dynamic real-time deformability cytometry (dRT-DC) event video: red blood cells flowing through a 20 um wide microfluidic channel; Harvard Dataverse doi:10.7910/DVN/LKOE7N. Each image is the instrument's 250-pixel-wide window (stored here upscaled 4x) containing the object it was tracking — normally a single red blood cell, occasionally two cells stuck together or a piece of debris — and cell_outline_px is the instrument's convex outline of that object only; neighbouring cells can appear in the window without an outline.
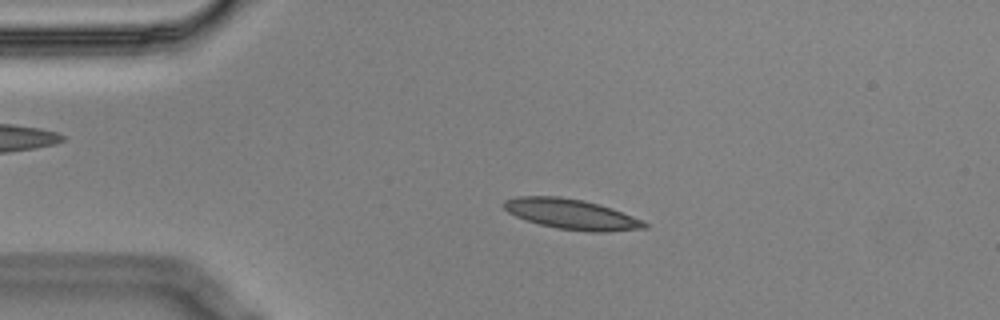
{"species": "Egyptian fruit bat (a non-hibernating species)", "species_latin": "Rousettus aegyptiacus", "temperature_condition": "cold", "stored_images_in_passage": 56, "camera_frame_rate_fps": 3000, "um_per_image_px": 0.085, "animal": {"sex": "male"}, "frame": {"image": 1, "passage_image": 11, "time_ms": 3.333, "image_size_px": [1000, 320], "cell_outline_px": [[648, 228], [608, 232], [588, 232], [556, 228], [540, 224], [516, 216], [508, 212], [504, 208], [504, 200], [516, 196], [560, 196], [584, 200], [612, 208], [644, 220], [648, 224]], "centroid_in_image_um": [48.62, 18.21], "position_along_channel_um": 36.4, "area_um2": 24.91}}
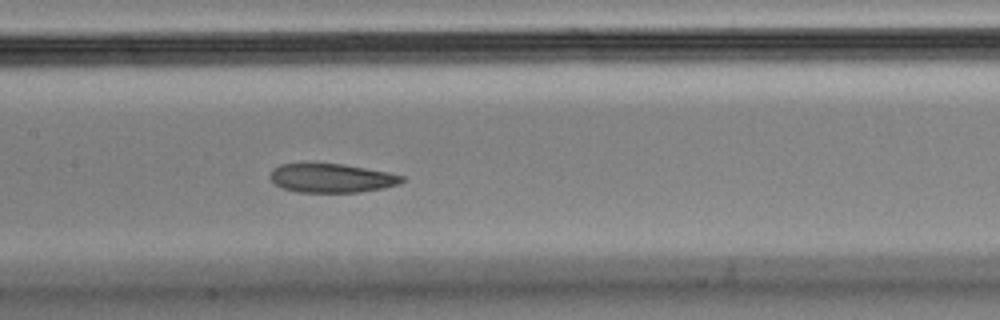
{"frame": {"image": 2, "passage_image": 26, "time_ms": 8.333, "image_size_px": [1000, 320], "cell_outline_px": [[404, 180], [400, 184], [384, 188], [360, 192], [296, 192], [284, 188], [276, 184], [268, 176], [272, 168], [280, 164], [344, 164], [388, 172], [404, 176]], "centroid_in_image_um": [28.2, 15.14], "position_along_channel_um": 179.2, "area_um2": 22.2}}
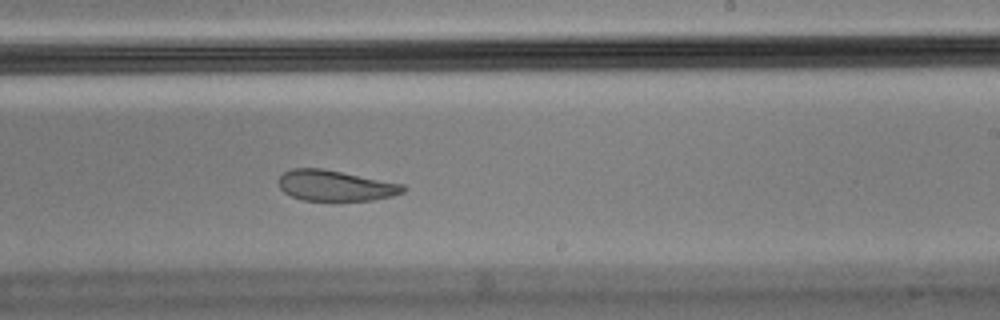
{"frame": {"image": 3, "passage_image": 33, "time_ms": 10.667, "image_size_px": [1000, 320], "cell_outline_px": [[408, 188], [404, 192], [392, 196], [372, 200], [304, 200], [292, 196], [284, 192], [280, 188], [280, 176], [284, 172], [292, 168], [320, 168], [404, 184]], "centroid_in_image_um": [28.53, 15.78], "position_along_channel_um": 260.5, "area_um2": 22.02}, "authors_computed_cell_mechanics": {"area_um2": 23.8425, "velocity_mm_per_s": 3.492, "shape_relaxation_time_tau1_ms": null, "shape_relaxation_time_tau2_ms": 3.193, "deformation_change_tau1": null, "deformation_change_tau2": 0.0669}}